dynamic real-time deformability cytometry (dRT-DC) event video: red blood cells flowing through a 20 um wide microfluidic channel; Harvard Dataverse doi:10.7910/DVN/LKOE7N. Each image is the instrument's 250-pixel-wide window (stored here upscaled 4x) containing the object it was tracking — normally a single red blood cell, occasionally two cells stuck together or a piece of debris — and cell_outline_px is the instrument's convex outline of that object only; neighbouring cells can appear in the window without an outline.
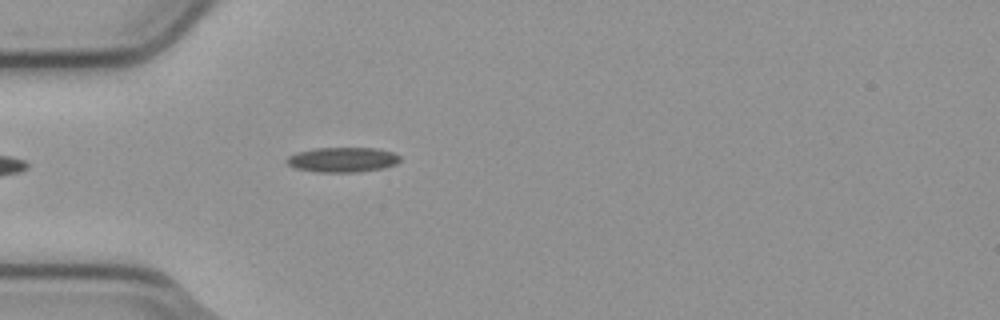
{"species": "common noctule bat (a hibernating species)", "species_latin": "Nyctalus noctula", "temperature_condition": "cold", "stored_images_in_passage": 7, "camera_frame_rate_fps": 3000, "um_per_image_px": 0.085, "animal": {"sex": "male", "body_mass_g": 23.1, "forearm_length_mm": 52.7}, "frame": {"image": 1, "passage_image": 7, "time_ms": 2.0, "image_size_px": [1000, 320], "cell_outline_px": [[400, 160], [396, 164], [384, 168], [360, 172], [316, 172], [296, 168], [288, 164], [284, 160], [288, 156], [296, 152], [316, 148], [376, 148], [392, 152], [400, 156]], "centroid_in_image_um": [29.11, 13.58], "position_along_channel_um": 55.9, "area_um2": 16.53}}